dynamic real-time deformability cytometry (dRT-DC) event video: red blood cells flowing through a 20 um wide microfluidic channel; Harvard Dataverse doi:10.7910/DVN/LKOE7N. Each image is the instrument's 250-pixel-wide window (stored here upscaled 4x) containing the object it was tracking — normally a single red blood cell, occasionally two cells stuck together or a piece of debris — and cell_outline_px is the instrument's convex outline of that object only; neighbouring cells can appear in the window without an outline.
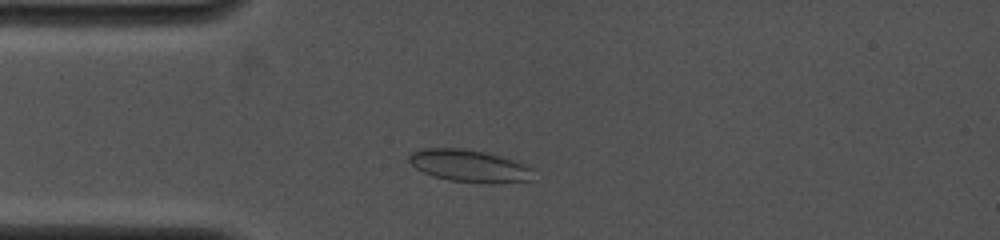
{"species": "common noctule bat (a hibernating species)", "species_latin": "Nyctalus noctula", "temperature_condition": "cold", "stored_images_in_passage": 48, "camera_frame_rate_fps": 4000, "um_per_image_px": 0.085, "animal": {"sex": "female", "body_mass_g": 19.0, "forearm_length_mm": 53.3}, "frame": {"image": 1, "passage_image": 8, "time_ms": 2.0, "image_size_px": [1000, 240], "cell_outline_px": [[536, 168], [532, 180], [488, 184], [480, 184], [448, 180], [424, 172], [416, 168], [408, 160], [408, 152], [420, 148], [460, 148], [484, 152], [528, 164]], "centroid_in_image_um": [39.94, 14.11], "position_along_channel_um": 45.1, "area_um2": 23.81}}
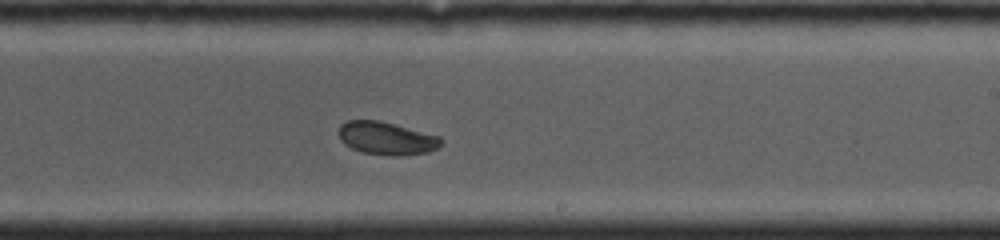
{"frame": {"image": 2, "passage_image": 31, "time_ms": 7.5, "image_size_px": [1000, 240], "cell_outline_px": [[444, 144], [428, 152], [400, 156], [388, 156], [364, 152], [352, 148], [344, 144], [340, 140], [336, 132], [340, 124], [348, 120], [380, 120], [440, 136], [444, 140]], "centroid_in_image_um": [32.85, 11.75], "position_along_channel_um": 256.2, "area_um2": 20.0}}
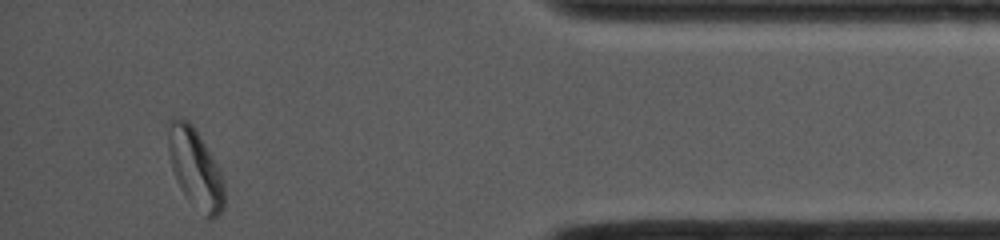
{"frame": {"image": 3, "passage_image": 48, "time_ms": 12.25, "image_size_px": [1000, 240], "cell_outline_px": [[224, 208], [220, 216], [212, 220], [208, 220], [192, 204], [176, 180], [172, 168], [168, 152], [168, 120], [180, 116], [188, 120], [192, 124], [212, 156], [224, 180]], "centroid_in_image_um": [16.61, 14.33], "position_along_channel_um": 418.6, "area_um2": 26.07}, "authors_computed_cell_mechanics": {"area_um2": 21.0681, "velocity_mm_per_s": 4.0832, "shape_relaxation_time_tau1_ms": 5.4907, "shape_relaxation_time_tau2_ms": 5.3967, "deformation_change_tau1": 0.1263, "deformation_change_tau2": 0.089}}